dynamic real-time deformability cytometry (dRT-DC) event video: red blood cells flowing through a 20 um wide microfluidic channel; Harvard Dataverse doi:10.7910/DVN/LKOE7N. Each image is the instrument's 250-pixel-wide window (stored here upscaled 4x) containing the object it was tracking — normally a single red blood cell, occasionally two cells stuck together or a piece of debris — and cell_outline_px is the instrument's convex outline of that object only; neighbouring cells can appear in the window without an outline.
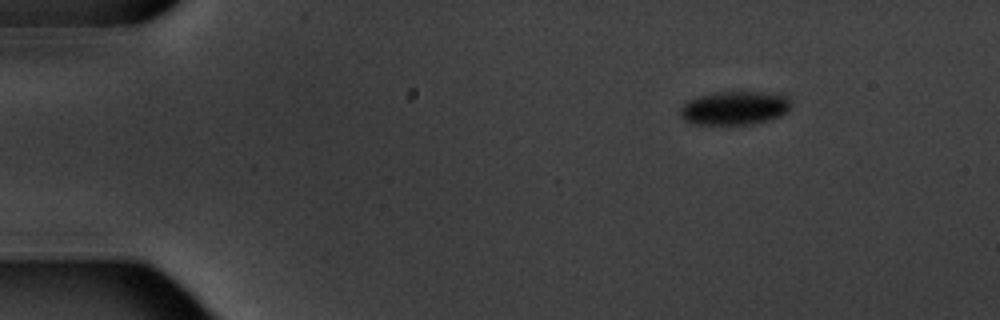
{"species": "common noctule bat (a hibernating species)", "species_latin": "Nyctalus noctula", "temperature_condition": "warm", "stored_images_in_passage": 6, "segment_of_instrument_passage": [2, 2], "camera_frame_rate_fps": 3000, "um_per_image_px": 0.085, "animal": {"sex": "male", "body_mass_g": 20.1, "forearm_length_mm": 53.5}, "frame": {"image": 1, "passage_image": 6, "time_ms": 7.0, "image_size_px": [1000, 320], "cell_outline_px": [[792, 104], [788, 112], [780, 116], [768, 120], [748, 124], [692, 124], [684, 120], [680, 116], [680, 108], [688, 100], [700, 96], [716, 92], [752, 92], [788, 96]], "centroid_in_image_um": [62.43, 9.19], "position_along_channel_um": 22.6, "area_um2": 21.56}}